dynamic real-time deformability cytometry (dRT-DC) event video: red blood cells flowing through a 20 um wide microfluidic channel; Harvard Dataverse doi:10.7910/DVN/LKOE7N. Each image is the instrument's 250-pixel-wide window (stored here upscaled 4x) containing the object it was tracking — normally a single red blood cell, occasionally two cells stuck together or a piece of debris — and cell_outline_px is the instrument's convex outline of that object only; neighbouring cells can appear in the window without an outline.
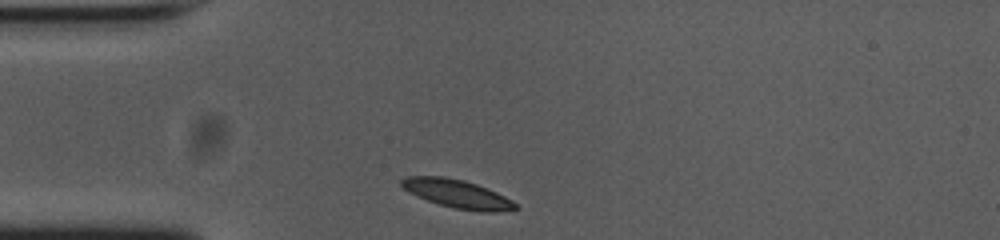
{"species": "common noctule bat (a hibernating species)", "species_latin": "Nyctalus noctula", "temperature_condition": "cold", "stored_images_in_passage": 31, "camera_frame_rate_fps": 3000, "um_per_image_px": 0.085, "animal": {"sex": "female", "body_mass_g": 23.0, "forearm_length_mm": 53.4}, "frame": {"image": 1, "passage_image": 1, "time_ms": 0.0, "image_size_px": [1000, 240], "cell_outline_px": [[520, 208], [496, 212], [480, 212], [456, 208], [440, 204], [416, 196], [408, 192], [400, 184], [400, 180], [404, 176], [444, 176], [464, 180], [488, 188], [512, 200]], "centroid_in_image_um": [38.86, 16.46], "position_along_channel_um": 46.1, "area_um2": 18.84}}
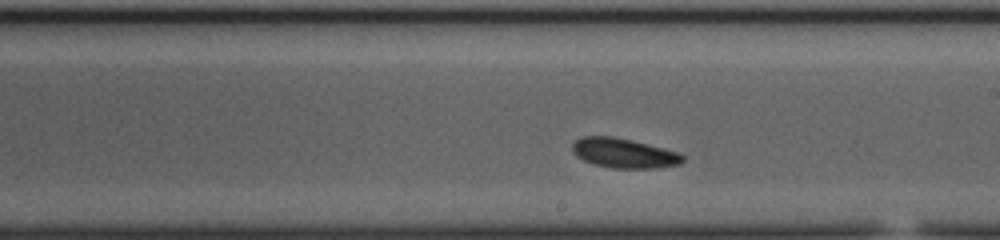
{"frame": {"image": 2, "passage_image": 18, "time_ms": 5.667, "image_size_px": [1000, 240], "cell_outline_px": [[684, 160], [680, 164], [656, 168], [612, 168], [596, 164], [584, 160], [576, 156], [572, 152], [572, 144], [580, 136], [612, 136], [632, 140], [680, 152], [684, 156]], "centroid_in_image_um": [53.04, 13.01], "position_along_channel_um": 236.0, "area_um2": 19.13}}
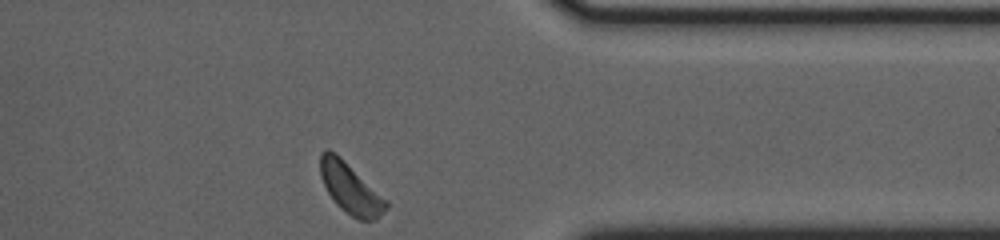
{"frame": {"image": 3, "passage_image": 31, "time_ms": 10.0, "image_size_px": [1000, 240], "cell_outline_px": [[388, 208], [376, 220], [360, 220], [352, 216], [340, 208], [336, 204], [328, 192], [320, 176], [320, 152], [324, 148], [328, 148], [336, 152], [388, 200]], "centroid_in_image_um": [29.79, 15.98], "position_along_channel_um": 381.6, "area_um2": 19.59}, "authors_computed_cell_mechanics": {"area_um2": 18.9584, "velocity_mm_per_s": 3.6448, "shape_relaxation_time_tau1_ms": 2.2713, "shape_relaxation_time_tau2_ms": null, "deformation_change_tau1": 0.1045, "deformation_change_tau2": null}}